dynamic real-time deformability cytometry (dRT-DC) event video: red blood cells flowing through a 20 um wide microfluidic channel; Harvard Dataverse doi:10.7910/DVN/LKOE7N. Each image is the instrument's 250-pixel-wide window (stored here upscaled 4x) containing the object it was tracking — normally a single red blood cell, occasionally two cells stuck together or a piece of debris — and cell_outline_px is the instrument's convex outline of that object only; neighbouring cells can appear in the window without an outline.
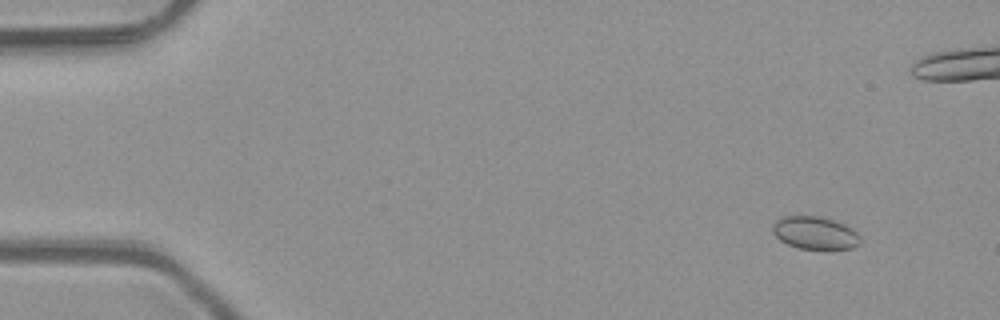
{"species": "common noctule bat (a hibernating species)", "species_latin": "Nyctalus noctula", "temperature_condition": "room temperature", "stored_images_in_passage": 50, "camera_frame_rate_fps": 3000, "um_per_image_px": 0.085, "animal": {"sex": "male", "body_mass_g": 23.1, "forearm_length_mm": 52.7}, "frame": {"image": 1, "passage_image": 3, "time_ms": 0.667, "image_size_px": [1000, 320], "cell_outline_px": [[860, 244], [852, 248], [828, 252], [824, 252], [796, 248], [780, 240], [772, 232], [772, 224], [776, 220], [784, 216], [820, 216], [844, 224], [852, 228], [860, 236]], "centroid_in_image_um": [69.3, 19.85], "position_along_channel_um": 15.7, "area_um2": 17.46}}
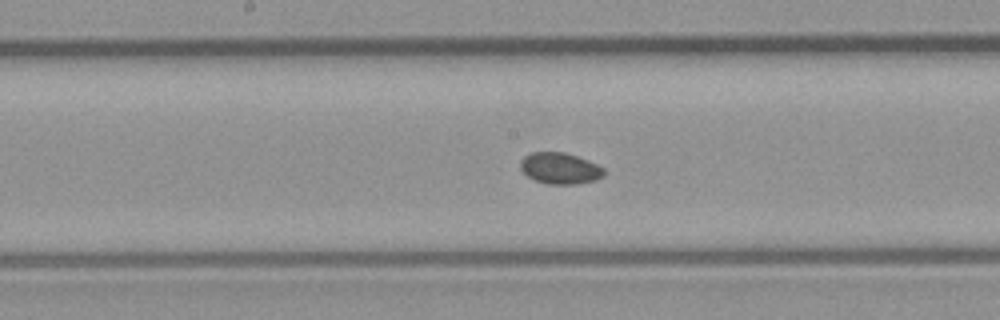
{"frame": {"image": 2, "passage_image": 25, "time_ms": 8.0, "image_size_px": [1000, 320], "cell_outline_px": [[604, 176], [596, 180], [576, 184], [548, 184], [536, 180], [528, 176], [520, 168], [520, 160], [524, 156], [532, 152], [564, 152], [576, 156], [596, 164], [604, 168]], "centroid_in_image_um": [47.59, 14.31], "position_along_channel_um": 200.6, "area_um2": 15.14}}
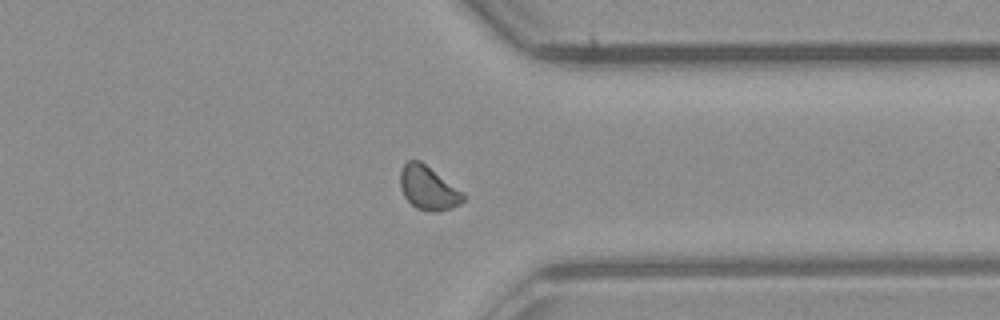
{"frame": {"image": 3, "passage_image": 38, "time_ms": 12.333, "image_size_px": [1000, 320], "cell_outline_px": [[464, 200], [460, 204], [452, 208], [436, 212], [432, 212], [416, 208], [404, 196], [400, 188], [400, 168], [408, 160], [420, 160], [460, 192], [464, 196]], "centroid_in_image_um": [36.33, 15.99], "position_along_channel_um": 375.1, "area_um2": 15.66}}